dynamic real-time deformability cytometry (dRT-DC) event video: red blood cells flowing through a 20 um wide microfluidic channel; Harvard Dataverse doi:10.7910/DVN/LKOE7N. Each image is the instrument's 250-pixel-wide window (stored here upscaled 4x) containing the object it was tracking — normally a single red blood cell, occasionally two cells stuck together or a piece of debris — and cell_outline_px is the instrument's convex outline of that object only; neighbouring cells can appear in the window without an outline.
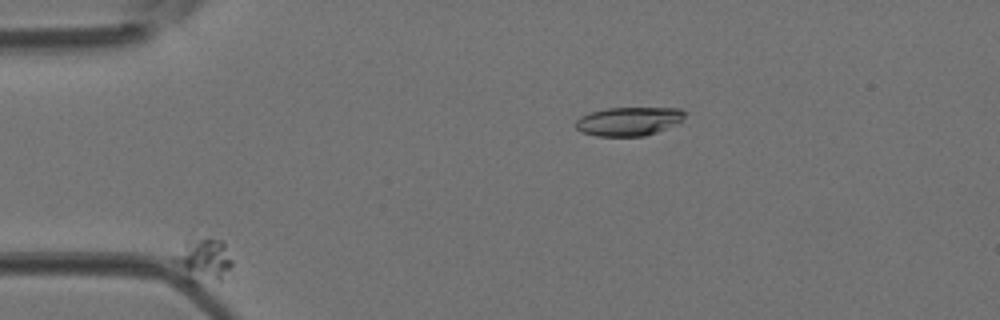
{"species": "Egyptian fruit bat (a non-hibernating species)", "species_latin": "Rousettus aegyptiacus", "temperature_condition": "room temperature", "stored_images_in_passage": 5, "camera_frame_rate_fps": 3000, "um_per_image_px": 0.085, "animal": {"sex": "female"}, "frame": {"image": 1, "passage_image": 3, "time_ms": 0.667, "image_size_px": [1000, 320], "cell_outline_px": [[232, 264], [220, 280], [196, 284], [188, 284], [184, 280], [172, 260], [172, 256], [188, 240], [220, 240], [224, 244], [232, 260]], "centroid_in_image_um": [17.2, 22.19], "position_along_channel_um": 67.8, "area_um2": 14.74}}